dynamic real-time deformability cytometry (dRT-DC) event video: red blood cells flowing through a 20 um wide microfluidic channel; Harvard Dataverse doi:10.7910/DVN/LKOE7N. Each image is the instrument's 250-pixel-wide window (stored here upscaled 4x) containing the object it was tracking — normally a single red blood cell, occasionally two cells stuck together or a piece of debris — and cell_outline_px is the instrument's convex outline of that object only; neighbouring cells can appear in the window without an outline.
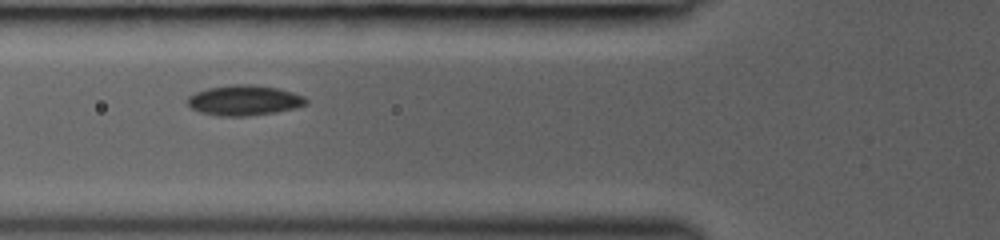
{"species": "common noctule bat (a hibernating species)", "species_latin": "Nyctalus noctula", "temperature_condition": "room temperature", "stored_images_in_passage": 6, "camera_frame_rate_fps": 3000, "um_per_image_px": 0.085, "animal": {"sex": "female", "body_mass_g": 19.0, "forearm_length_mm": 53.3}, "frame": {"image": 1, "passage_image": 5, "time_ms": 3.0, "image_size_px": [1000, 240], "cell_outline_px": [[308, 104], [296, 108], [276, 112], [248, 116], [220, 116], [200, 112], [192, 108], [188, 104], [188, 96], [196, 92], [208, 88], [232, 84], [248, 84], [276, 88], [292, 92], [304, 96], [308, 100]], "centroid_in_image_um": [20.78, 8.53], "position_along_channel_um": 105.0, "area_um2": 20.87}}